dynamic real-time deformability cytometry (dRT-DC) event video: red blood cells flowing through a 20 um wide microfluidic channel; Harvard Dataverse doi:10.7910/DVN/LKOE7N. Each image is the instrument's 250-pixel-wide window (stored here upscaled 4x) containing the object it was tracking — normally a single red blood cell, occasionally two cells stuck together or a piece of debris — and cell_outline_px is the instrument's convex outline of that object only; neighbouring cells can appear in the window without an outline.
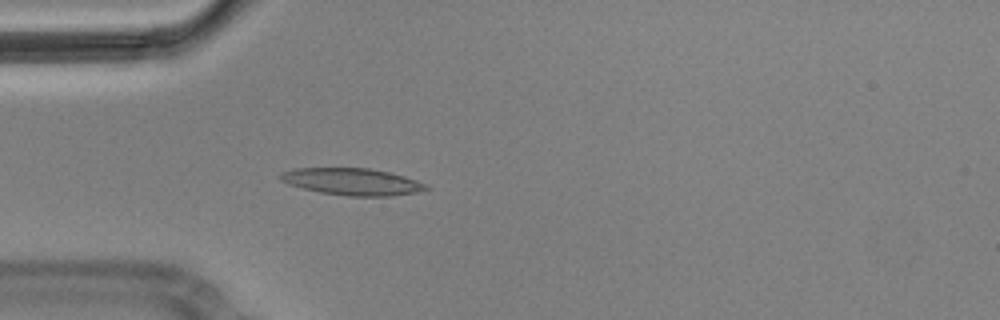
{"species": "Egyptian fruit bat (a non-hibernating species)", "species_latin": "Rousettus aegyptiacus", "temperature_condition": "cold", "stored_images_in_passage": 5, "camera_frame_rate_fps": 3000, "um_per_image_px": 0.085, "animal": {"sex": "male"}, "frame": {"image": 1, "passage_image": 5, "time_ms": 1.333, "image_size_px": [1000, 320], "cell_outline_px": [[432, 188], [416, 192], [392, 196], [348, 196], [320, 192], [288, 184], [280, 180], [276, 176], [280, 172], [296, 168], [368, 168], [388, 172], [404, 176], [428, 184]], "centroid_in_image_um": [29.93, 15.44], "position_along_channel_um": 55.1, "area_um2": 22.95}}